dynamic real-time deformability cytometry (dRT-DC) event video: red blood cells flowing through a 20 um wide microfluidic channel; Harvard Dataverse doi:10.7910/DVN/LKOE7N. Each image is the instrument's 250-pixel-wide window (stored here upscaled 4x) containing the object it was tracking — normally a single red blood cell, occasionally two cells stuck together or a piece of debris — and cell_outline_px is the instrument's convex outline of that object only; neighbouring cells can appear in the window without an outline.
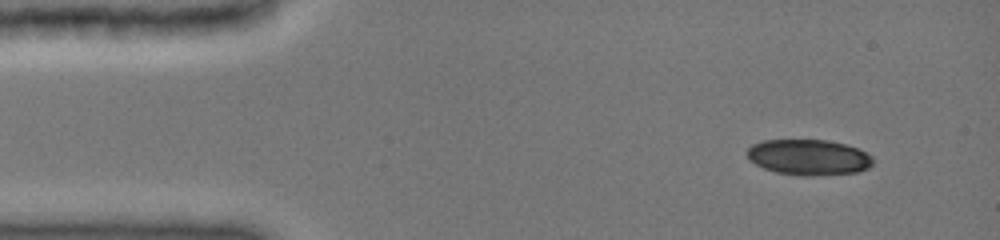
{"species": "common noctule bat (a hibernating species)", "species_latin": "Nyctalus noctula", "temperature_condition": "cold", "stored_images_in_passage": 9, "camera_frame_rate_fps": 3000, "um_per_image_px": 0.085, "animal": {"sex": "female", "body_mass_g": 19.0, "forearm_length_mm": 51.5}, "frame": {"image": 1, "passage_image": 1, "time_ms": 0.0, "image_size_px": [1000, 240], "cell_outline_px": [[872, 164], [868, 168], [856, 172], [812, 176], [804, 176], [776, 172], [764, 168], [756, 164], [748, 156], [748, 148], [752, 144], [760, 140], [828, 140], [844, 144], [856, 148], [872, 156]], "centroid_in_image_um": [68.73, 13.36], "position_along_channel_um": 16.3, "area_um2": 25.95}}
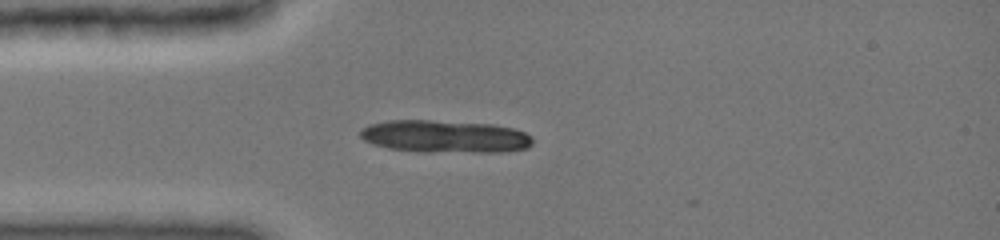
{"frame": {"image": 2, "passage_image": 7, "time_ms": 2.667, "image_size_px": [1000, 240], "cell_outline_px": [[532, 144], [528, 148], [508, 152], [416, 152], [388, 148], [372, 144], [364, 140], [360, 136], [360, 128], [368, 124], [388, 120], [432, 120], [492, 124], [512, 128], [524, 132], [532, 136]], "centroid_in_image_um": [37.8, 11.61], "position_along_channel_um": 47.2, "area_um2": 33.18}}